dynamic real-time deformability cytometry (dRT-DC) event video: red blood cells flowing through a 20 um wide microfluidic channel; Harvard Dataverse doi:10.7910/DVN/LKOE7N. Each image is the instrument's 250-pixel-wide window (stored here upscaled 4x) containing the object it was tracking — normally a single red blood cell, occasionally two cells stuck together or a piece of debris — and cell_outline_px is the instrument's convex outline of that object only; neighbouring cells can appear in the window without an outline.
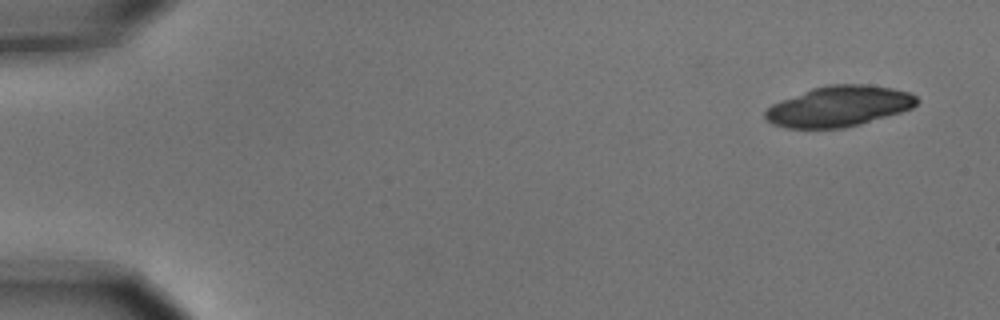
{"species": "common noctule bat (a hibernating species)", "species_latin": "Nyctalus noctula", "temperature_condition": "cold", "stored_images_in_passage": 7, "camera_frame_rate_fps": 3000, "um_per_image_px": 0.085, "animal": {"sex": "male", "body_mass_g": 15.6}, "frame": {"image": 1, "passage_image": 1, "time_ms": 0.0, "image_size_px": [1000, 320], "cell_outline_px": [[920, 100], [912, 108], [900, 112], [860, 124], [844, 128], [788, 128], [772, 124], [764, 116], [764, 112], [772, 104], [780, 100], [812, 88], [828, 84], [864, 84], [892, 88], [908, 92], [916, 96]], "centroid_in_image_um": [71.3, 9.03], "position_along_channel_um": 13.7, "area_um2": 35.78}}